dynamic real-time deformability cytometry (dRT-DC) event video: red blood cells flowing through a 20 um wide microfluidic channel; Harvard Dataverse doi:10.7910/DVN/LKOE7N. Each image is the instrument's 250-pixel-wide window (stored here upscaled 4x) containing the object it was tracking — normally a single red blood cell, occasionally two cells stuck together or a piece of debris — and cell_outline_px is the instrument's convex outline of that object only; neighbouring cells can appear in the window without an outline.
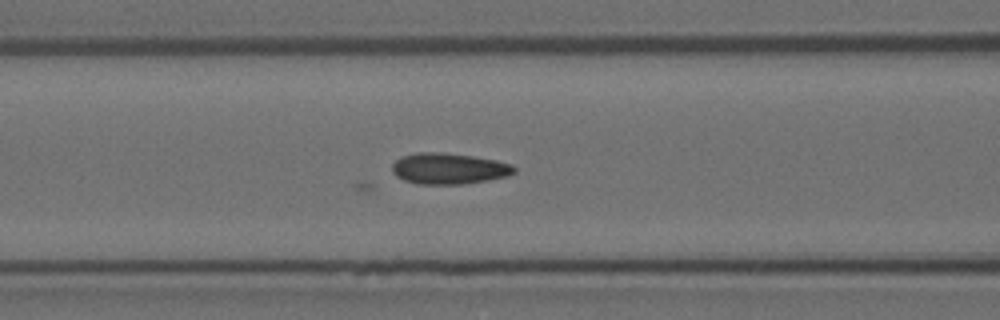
{"species": "Egyptian fruit bat (a non-hibernating species)", "species_latin": "Rousettus aegyptiacus", "temperature_condition": "room temperature", "stored_images_in_passage": 57, "camera_frame_rate_fps": 3000, "um_per_image_px": 0.085, "animal": {"sex": "female"}, "frame": {"image": 1, "passage_image": 22, "time_ms": 7.0, "image_size_px": [1000, 320], "cell_outline_px": [[516, 172], [508, 176], [488, 180], [460, 184], [416, 184], [404, 180], [396, 176], [392, 172], [392, 164], [400, 156], [416, 152], [440, 152], [472, 156], [496, 160], [512, 164], [516, 168]], "centroid_in_image_um": [38.14, 14.32], "position_along_channel_um": 128.5, "area_um2": 22.25}}
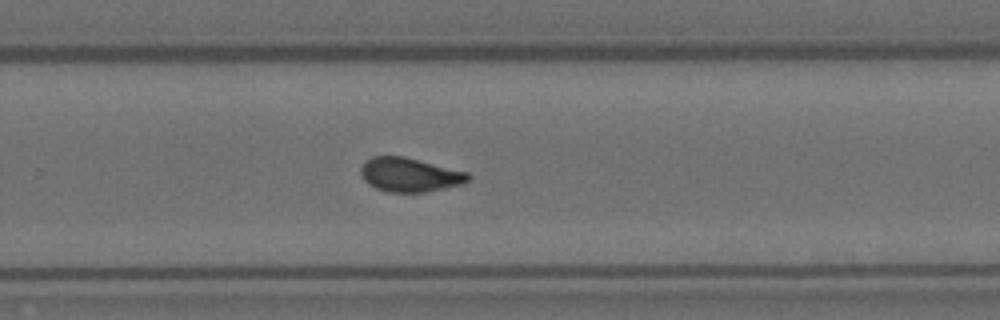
{"frame": {"image": 2, "passage_image": 36, "time_ms": 11.667, "image_size_px": [1000, 320], "cell_outline_px": [[472, 176], [464, 184], [424, 192], [388, 192], [376, 188], [368, 184], [364, 180], [360, 172], [360, 168], [364, 160], [372, 156], [404, 156], [468, 172]], "centroid_in_image_um": [34.81, 14.85], "position_along_channel_um": 295.0, "area_um2": 21.44}}
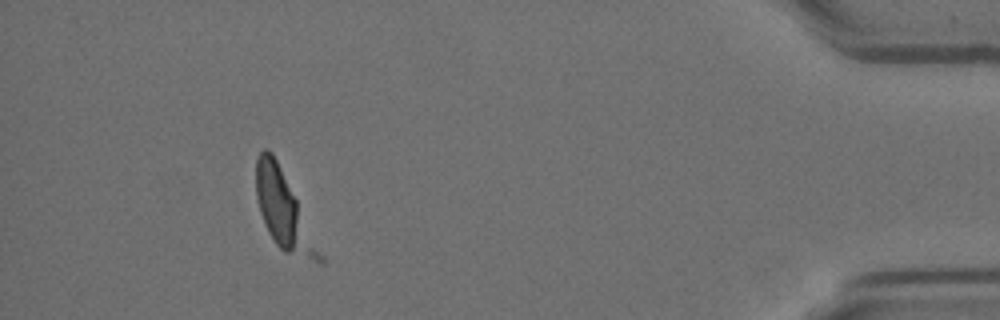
{"frame": {"image": 3, "passage_image": 51, "time_ms": 16.667, "image_size_px": [1000, 320], "cell_outline_px": [[324, 264], [320, 264], [284, 252], [276, 244], [268, 232], [260, 212], [256, 196], [256, 160], [260, 152], [264, 148], [268, 148], [272, 152], [324, 256]], "centroid_in_image_um": [24.09, 17.96], "position_along_channel_um": 411.1, "area_um2": 27.46}, "authors_computed_cell_mechanics": {"area_um2": 20.7502, "velocity_mm_per_s": 3.5545, "shape_relaxation_time_tau1_ms": null, "shape_relaxation_time_tau2_ms": 1.5775, "deformation_change_tau1": null, "deformation_change_tau2": 0.0522}}